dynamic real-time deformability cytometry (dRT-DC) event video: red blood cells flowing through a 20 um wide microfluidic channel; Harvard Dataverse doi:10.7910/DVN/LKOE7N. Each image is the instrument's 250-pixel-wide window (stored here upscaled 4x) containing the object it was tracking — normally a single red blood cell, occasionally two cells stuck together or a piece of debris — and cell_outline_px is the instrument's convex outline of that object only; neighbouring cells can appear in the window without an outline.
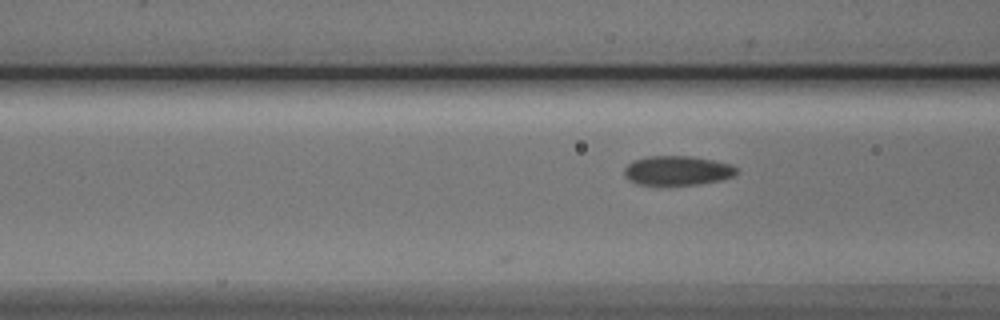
{"species": "Egyptian fruit bat (a non-hibernating species)", "species_latin": "Rousettus aegyptiacus", "temperature_condition": "cold", "stored_images_in_passage": 5, "camera_frame_rate_fps": 3000, "um_per_image_px": 0.085, "animal": {"sex": "male"}, "frame": {"image": 1, "passage_image": 5, "time_ms": 1.333, "image_size_px": [1000, 320], "cell_outline_px": [[736, 172], [732, 176], [720, 180], [696, 184], [636, 184], [628, 180], [624, 176], [624, 168], [628, 164], [636, 160], [648, 156], [692, 156], [712, 160], [728, 164], [736, 168]], "centroid_in_image_um": [57.52, 14.49], "position_along_channel_um": 109.1, "area_um2": 18.84}}